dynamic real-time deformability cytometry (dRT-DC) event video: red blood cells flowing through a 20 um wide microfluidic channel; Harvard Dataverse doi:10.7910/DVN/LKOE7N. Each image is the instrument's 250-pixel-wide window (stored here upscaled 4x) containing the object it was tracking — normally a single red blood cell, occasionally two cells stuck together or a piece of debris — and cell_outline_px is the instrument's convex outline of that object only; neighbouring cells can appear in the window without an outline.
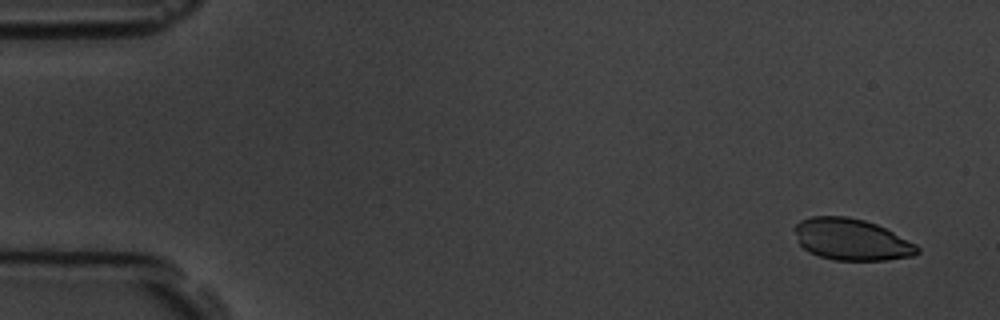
{"species": "common noctule bat (a hibernating species)", "species_latin": "Nyctalus noctula", "temperature_condition": "room temperature", "stored_images_in_passage": 3, "camera_frame_rate_fps": 3000, "um_per_image_px": 0.085, "animal": {"sex": "male", "body_mass_g": 19.5, "forearm_length_mm": 54.6}, "frame": {"image": 1, "passage_image": 1, "time_ms": 0.0, "image_size_px": [1000, 320], "cell_outline_px": [[920, 252], [912, 256], [888, 260], [836, 260], [820, 256], [808, 252], [800, 244], [792, 228], [800, 220], [812, 216], [848, 216], [864, 220], [876, 224], [916, 244], [920, 248]], "centroid_in_image_um": [72.36, 20.35], "position_along_channel_um": 12.6, "area_um2": 29.71}}